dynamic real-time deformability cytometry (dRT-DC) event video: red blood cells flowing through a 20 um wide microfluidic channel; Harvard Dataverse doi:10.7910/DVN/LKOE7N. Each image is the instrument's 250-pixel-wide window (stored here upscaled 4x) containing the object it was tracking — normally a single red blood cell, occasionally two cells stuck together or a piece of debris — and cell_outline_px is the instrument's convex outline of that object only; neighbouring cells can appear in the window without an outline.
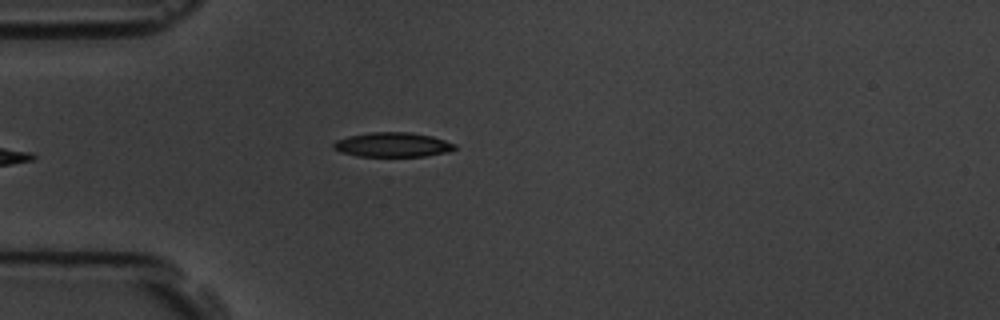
{"species": "common noctule bat (a hibernating species)", "species_latin": "Nyctalus noctula", "temperature_condition": "room temperature", "stored_images_in_passage": 6, "camera_frame_rate_fps": 3000, "um_per_image_px": 0.085, "animal": {"sex": "male", "body_mass_g": 19.5, "forearm_length_mm": 54.6}, "frame": {"image": 1, "passage_image": 5, "time_ms": 5.667, "image_size_px": [1000, 320], "cell_outline_px": [[456, 148], [448, 152], [424, 156], [356, 156], [340, 152], [332, 148], [332, 144], [336, 140], [348, 136], [368, 132], [412, 132], [432, 136], [456, 144]], "centroid_in_image_um": [33.35, 12.29], "position_along_channel_um": 51.7, "area_um2": 17.46}}